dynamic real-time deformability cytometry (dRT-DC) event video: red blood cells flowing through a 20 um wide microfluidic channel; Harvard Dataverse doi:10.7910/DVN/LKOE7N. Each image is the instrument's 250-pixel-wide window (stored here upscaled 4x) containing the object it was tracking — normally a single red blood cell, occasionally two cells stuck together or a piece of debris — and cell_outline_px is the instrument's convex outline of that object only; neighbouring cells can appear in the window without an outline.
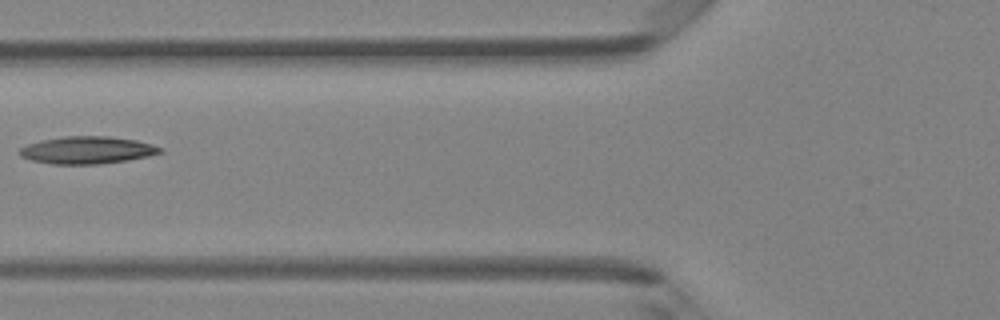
{"species": "Egyptian fruit bat (a non-hibernating species)", "species_latin": "Rousettus aegyptiacus", "temperature_condition": "room temperature", "stored_images_in_passage": 5, "camera_frame_rate_fps": 3000, "um_per_image_px": 0.085, "animal": {"sex": "female"}, "frame": {"image": 1, "passage_image": 5, "time_ms": 1.333, "image_size_px": [1000, 320], "cell_outline_px": [[164, 152], [148, 156], [128, 160], [100, 164], [52, 164], [32, 160], [20, 156], [20, 148], [28, 144], [40, 140], [64, 136], [108, 136], [136, 140], [152, 144], [164, 148]], "centroid_in_image_um": [7.45, 12.76], "position_along_channel_um": 118.4, "area_um2": 22.48}}